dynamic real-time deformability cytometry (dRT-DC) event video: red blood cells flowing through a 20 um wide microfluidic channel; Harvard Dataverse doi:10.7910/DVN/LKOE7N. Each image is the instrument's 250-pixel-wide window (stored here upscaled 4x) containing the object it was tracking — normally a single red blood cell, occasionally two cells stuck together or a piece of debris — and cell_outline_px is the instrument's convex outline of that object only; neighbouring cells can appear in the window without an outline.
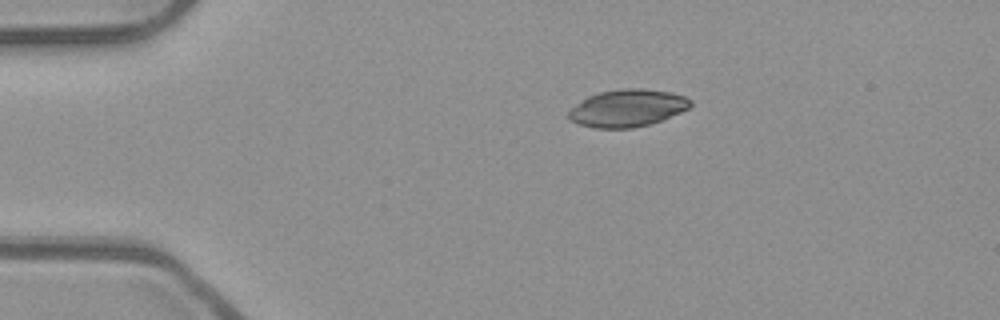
{"species": "common noctule bat (a hibernating species)", "species_latin": "Nyctalus noctula", "temperature_condition": "room temperature", "stored_images_in_passage": 43, "camera_frame_rate_fps": 3000, "um_per_image_px": 0.085, "animal": {"sex": "male", "body_mass_g": 23.1, "forearm_length_mm": 52.7}, "frame": {"image": 1, "passage_image": 1, "time_ms": 0.0, "image_size_px": [1000, 320], "cell_outline_px": [[692, 104], [688, 108], [680, 112], [660, 120], [648, 124], [632, 128], [596, 128], [580, 124], [572, 120], [568, 116], [568, 112], [576, 104], [588, 96], [600, 92], [624, 88], [640, 88], [668, 92], [684, 96], [692, 100]], "centroid_in_image_um": [53.33, 9.18], "position_along_channel_um": 31.7, "area_um2": 26.07}}
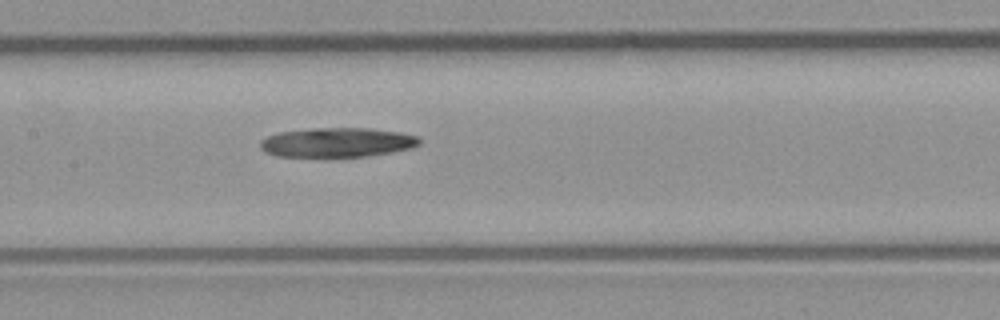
{"frame": {"image": 2, "passage_image": 16, "time_ms": 5.0, "image_size_px": [1000, 320], "cell_outline_px": [[420, 144], [412, 148], [364, 156], [332, 160], [328, 160], [276, 156], [264, 152], [260, 148], [260, 140], [268, 136], [280, 132], [312, 128], [368, 128], [400, 132], [416, 136], [420, 140]], "centroid_in_image_um": [28.57, 12.15], "position_along_channel_um": 178.8, "area_um2": 28.38}}
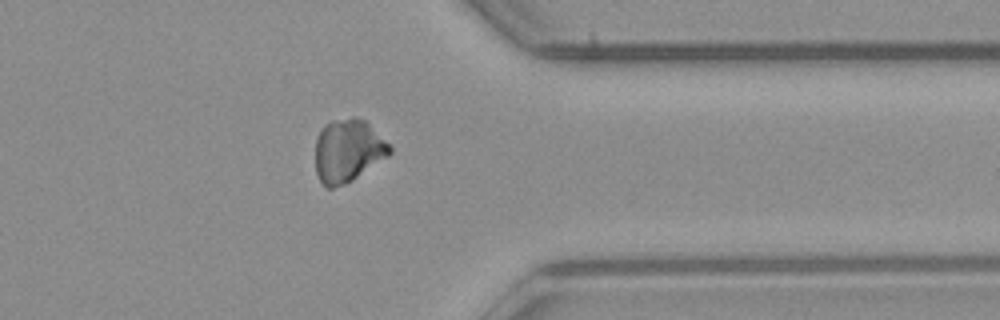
{"frame": {"image": 3, "passage_image": 32, "time_ms": 10.333, "image_size_px": [1000, 320], "cell_outline_px": [[392, 152], [388, 156], [352, 180], [344, 184], [332, 188], [328, 188], [320, 180], [316, 172], [316, 136], [324, 124], [332, 120], [352, 116], [356, 116], [364, 120], [392, 148]], "centroid_in_image_um": [29.55, 12.79], "position_along_channel_um": 381.9, "area_um2": 27.05}}